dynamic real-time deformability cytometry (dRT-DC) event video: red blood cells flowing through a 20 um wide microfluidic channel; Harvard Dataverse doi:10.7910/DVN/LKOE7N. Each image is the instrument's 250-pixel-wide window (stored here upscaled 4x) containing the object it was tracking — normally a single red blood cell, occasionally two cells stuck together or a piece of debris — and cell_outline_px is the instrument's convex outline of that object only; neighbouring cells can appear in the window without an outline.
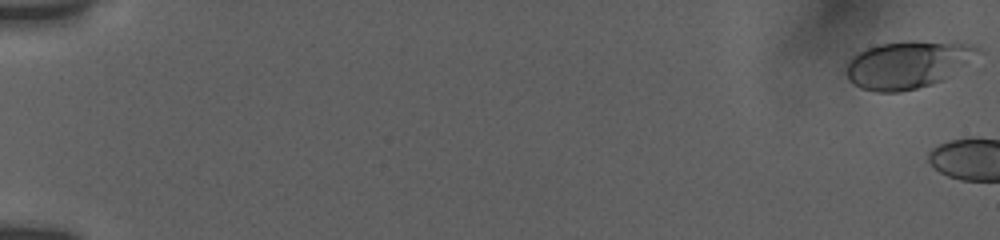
{"species": "human", "species_latin": "Homo sapiens", "temperature_condition": "room temperature", "stored_images_in_passage": 3, "camera_frame_rate_fps": 3000, "um_per_image_px": 0.085, "donor": {"sex": "female"}, "frame": {"image": 1, "passage_image": 1, "time_ms": 0.0, "image_size_px": [1000, 240], "cell_outline_px": [[984, 52], [944, 80], [932, 84], [900, 92], [876, 92], [860, 88], [852, 84], [848, 80], [844, 72], [844, 68], [848, 60], [852, 56], [868, 48], [880, 44], [908, 40], [916, 40], [972, 44], [980, 48]], "centroid_in_image_um": [77.15, 5.49], "position_along_channel_um": 7.8, "area_um2": 36.99}}